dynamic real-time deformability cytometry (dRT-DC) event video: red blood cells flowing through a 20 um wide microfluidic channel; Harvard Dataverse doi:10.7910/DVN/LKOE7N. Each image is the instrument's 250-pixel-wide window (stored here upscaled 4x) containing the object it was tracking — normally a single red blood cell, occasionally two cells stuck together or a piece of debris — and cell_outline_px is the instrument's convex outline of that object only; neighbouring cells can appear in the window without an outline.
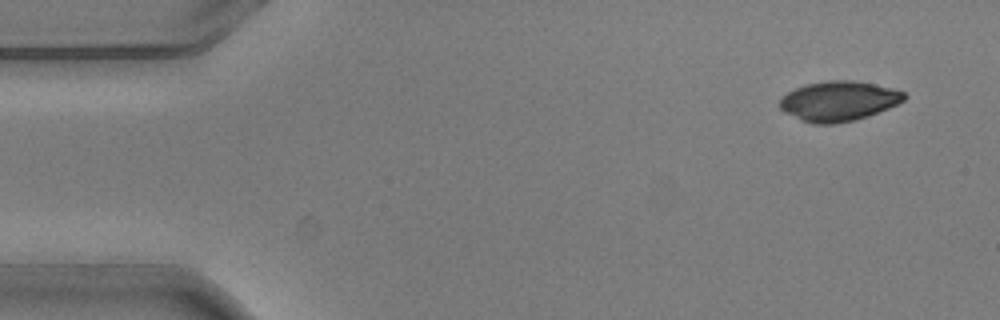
{"species": "common noctule bat (a hibernating species)", "species_latin": "Nyctalus noctula", "temperature_condition": "warm", "stored_images_in_passage": 4, "camera_frame_rate_fps": 3000, "um_per_image_px": 0.085, "animal": {"sex": "male", "body_mass_g": 20.5, "forearm_length_mm": 52.5}, "frame": {"image": 1, "passage_image": 1, "time_ms": 0.0, "image_size_px": [1000, 320], "cell_outline_px": [[908, 96], [904, 100], [888, 108], [868, 116], [836, 124], [812, 124], [800, 120], [784, 112], [780, 108], [780, 100], [788, 92], [804, 84], [828, 80], [852, 80], [892, 88], [904, 92]], "centroid_in_image_um": [71.27, 8.59], "position_along_channel_um": 13.7, "area_um2": 28.84}}